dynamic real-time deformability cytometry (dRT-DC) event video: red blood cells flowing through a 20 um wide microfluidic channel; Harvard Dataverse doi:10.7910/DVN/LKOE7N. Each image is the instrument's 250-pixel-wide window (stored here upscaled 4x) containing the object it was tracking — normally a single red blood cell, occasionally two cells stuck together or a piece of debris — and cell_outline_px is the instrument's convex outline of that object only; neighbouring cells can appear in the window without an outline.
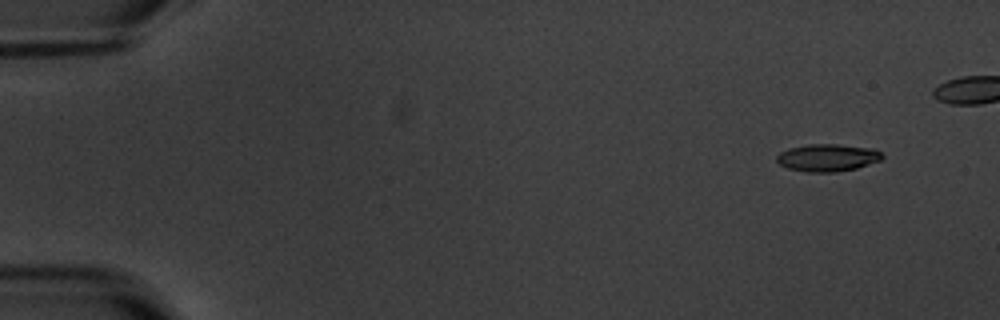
{"species": "common noctule bat (a hibernating species)", "species_latin": "Nyctalus noctula", "temperature_condition": "warm", "stored_images_in_passage": 8, "camera_frame_rate_fps": 3000, "um_per_image_px": 0.085, "animal": {"sex": "male", "body_mass_g": 20.1, "forearm_length_mm": 53.5}, "frame": {"image": 1, "passage_image": 2, "time_ms": 1.333, "image_size_px": [1000, 320], "cell_outline_px": [[884, 156], [880, 160], [856, 168], [836, 172], [804, 172], [788, 168], [780, 164], [776, 160], [776, 156], [780, 152], [788, 148], [808, 144], [836, 144], [872, 148], [880, 152]], "centroid_in_image_um": [70.31, 13.4], "position_along_channel_um": 14.7, "area_um2": 16.82}}